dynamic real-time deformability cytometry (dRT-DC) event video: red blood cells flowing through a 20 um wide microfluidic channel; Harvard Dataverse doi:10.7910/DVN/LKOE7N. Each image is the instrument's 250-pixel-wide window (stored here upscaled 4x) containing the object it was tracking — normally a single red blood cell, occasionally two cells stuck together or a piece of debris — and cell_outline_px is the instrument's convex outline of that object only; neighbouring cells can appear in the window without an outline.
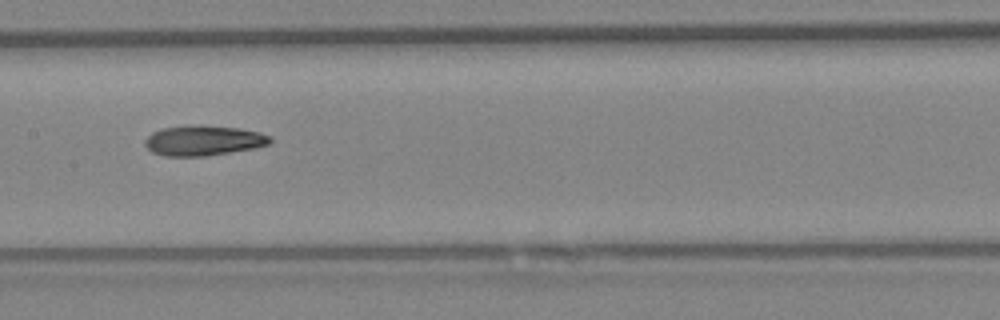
{"species": "Egyptian fruit bat (a non-hibernating species)", "species_latin": "Rousettus aegyptiacus", "temperature_condition": "warm", "stored_images_in_passage": 9, "camera_frame_rate_fps": 3000, "um_per_image_px": 0.085, "animal": {"sex": "female"}, "frame": {"image": 1, "passage_image": 8, "time_ms": 2.333, "image_size_px": [1000, 320], "cell_outline_px": [[272, 140], [268, 144], [252, 148], [204, 156], [164, 156], [152, 152], [144, 144], [144, 140], [152, 132], [160, 128], [192, 124], [200, 124], [240, 128], [260, 132], [272, 136]], "centroid_in_image_um": [17.26, 11.92], "position_along_channel_um": 190.1, "area_um2": 22.2}}